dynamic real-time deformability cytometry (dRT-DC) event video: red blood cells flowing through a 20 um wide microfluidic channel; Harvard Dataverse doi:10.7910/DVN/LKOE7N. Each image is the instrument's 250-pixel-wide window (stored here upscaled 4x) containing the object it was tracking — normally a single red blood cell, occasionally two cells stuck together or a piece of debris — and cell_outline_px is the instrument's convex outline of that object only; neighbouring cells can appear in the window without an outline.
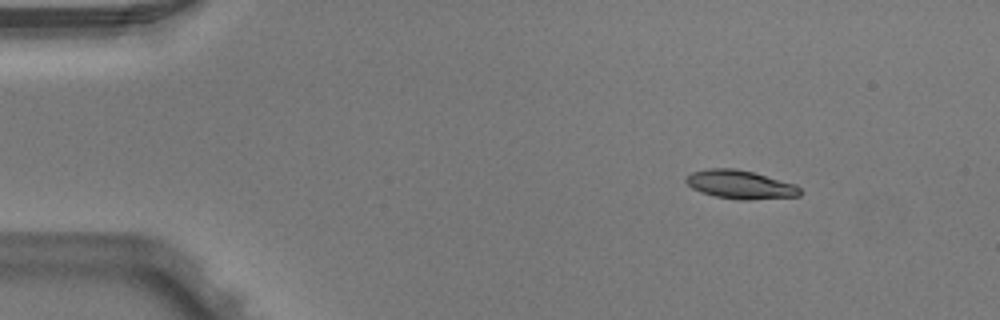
{"species": "Egyptian fruit bat (a non-hibernating species)", "species_latin": "Rousettus aegyptiacus", "temperature_condition": "warm", "stored_images_in_passage": 3, "camera_frame_rate_fps": 3000, "um_per_image_px": 0.085, "animal": {"sex": "male"}, "frame": {"image": 1, "passage_image": 1, "time_ms": 0.0, "image_size_px": [1000, 320], "cell_outline_px": [[804, 192], [800, 196], [748, 200], [740, 200], [716, 196], [700, 192], [692, 188], [684, 180], [684, 176], [692, 172], [708, 168], [736, 168], [752, 172], [796, 184]], "centroid_in_image_um": [62.92, 15.69], "position_along_channel_um": 22.1, "area_um2": 19.13}}